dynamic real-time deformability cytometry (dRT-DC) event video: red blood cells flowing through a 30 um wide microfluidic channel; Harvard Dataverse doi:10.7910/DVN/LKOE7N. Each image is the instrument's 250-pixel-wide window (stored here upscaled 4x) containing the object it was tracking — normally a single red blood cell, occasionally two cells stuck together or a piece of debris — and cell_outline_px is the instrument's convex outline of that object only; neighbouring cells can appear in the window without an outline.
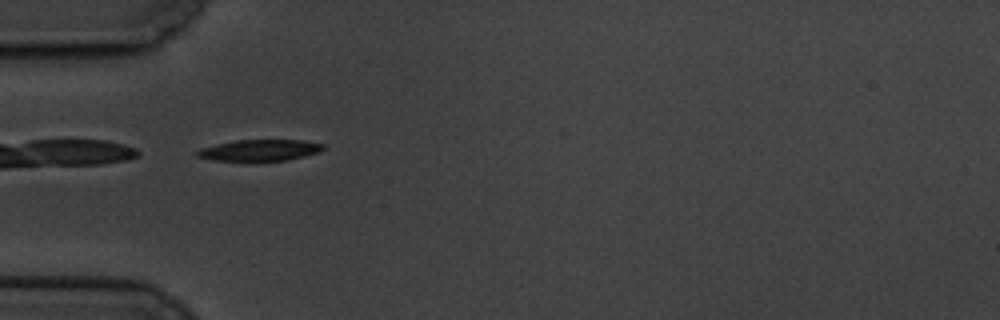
{"species": "common noctule bat (a hibernating species)", "species_latin": "Nyctalus noctula", "temperature_condition": "cold", "stored_images_in_passage": 2, "camera_frame_rate_fps": 3000, "um_per_image_px": 0.085, "animal": {"sex": "male", "body_mass_g": 19.5, "forearm_length_mm": 54.6}, "frame": {"image": 1, "passage_image": 1, "time_ms": 0.0, "image_size_px": [1000, 320], "cell_outline_px": [[324, 148], [320, 152], [288, 160], [248, 164], [212, 160], [196, 156], [196, 152], [200, 148], [216, 144], [236, 140], [304, 140], [324, 144]], "centroid_in_image_um": [22.03, 12.82], "position_along_channel_um": 63.0, "area_um2": 16.59}}
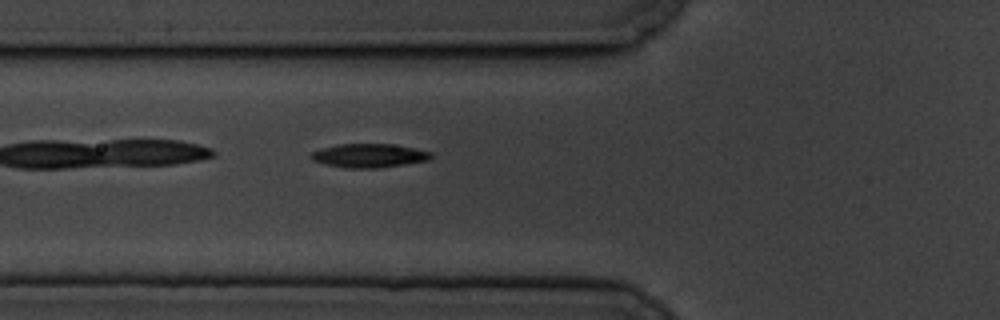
{"frame": {"image": 2, "passage_image": 2, "time_ms": 1.0, "image_size_px": [1000, 320], "cell_outline_px": [[432, 156], [428, 160], [380, 168], [344, 168], [312, 160], [308, 156], [312, 152], [320, 148], [336, 144], [392, 144], [416, 148], [432, 152]], "centroid_in_image_um": [31.35, 13.22], "position_along_channel_um": 94.4, "area_um2": 16.7}}